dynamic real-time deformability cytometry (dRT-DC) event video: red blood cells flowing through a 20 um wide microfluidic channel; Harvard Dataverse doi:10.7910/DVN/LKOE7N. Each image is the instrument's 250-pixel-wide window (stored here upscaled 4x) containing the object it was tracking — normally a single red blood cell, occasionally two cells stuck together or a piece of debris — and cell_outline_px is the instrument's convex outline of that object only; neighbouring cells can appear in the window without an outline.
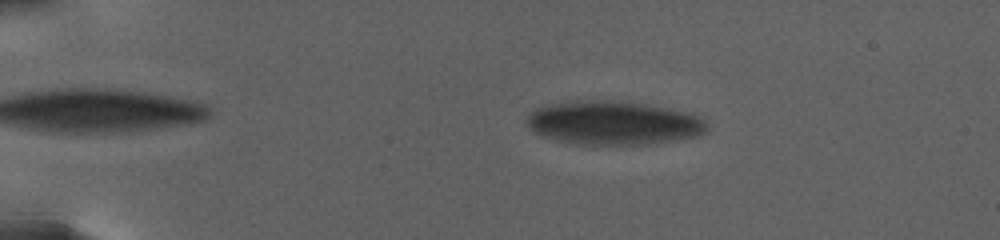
{"species": "human", "species_latin": "Homo sapiens", "temperature_condition": "warm", "stored_images_in_passage": 114, "camera_frame_rate_fps": 3000, "um_per_image_px": 0.085, "donor": {"sex": "female"}, "frame": {"image": 1, "passage_image": 22, "time_ms": 5.333, "image_size_px": [1000, 240], "cell_outline_px": [[708, 128], [704, 132], [692, 136], [644, 144], [572, 144], [556, 140], [544, 136], [528, 128], [528, 116], [536, 108], [552, 104], [576, 100], [620, 100], [644, 104], [684, 112], [696, 116], [704, 120]], "centroid_in_image_um": [52.07, 10.43], "position_along_channel_um": 32.9, "area_um2": 45.08}}
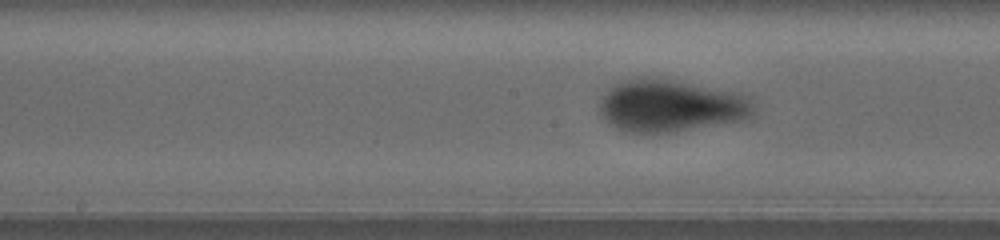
{"frame": {"image": 2, "passage_image": 60, "time_ms": 14.667, "image_size_px": [1000, 240], "cell_outline_px": [[752, 112], [748, 116], [740, 120], [668, 132], [624, 132], [616, 128], [600, 112], [600, 100], [620, 80], [640, 76], [648, 76], [748, 96]], "centroid_in_image_um": [56.89, 8.99], "position_along_channel_um": 191.3, "area_um2": 45.2}}
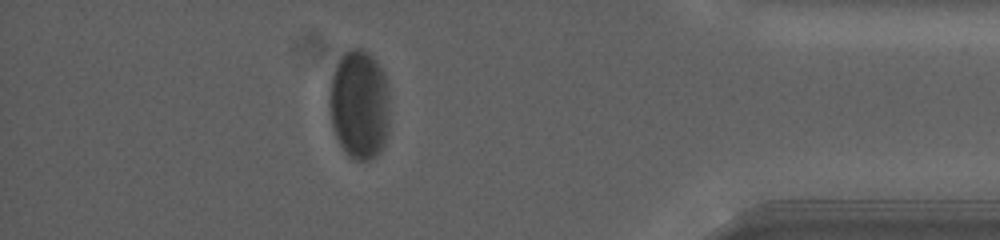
{"frame": {"image": 3, "passage_image": 101, "time_ms": 24.333, "image_size_px": [1000, 240], "cell_outline_px": [[388, 136], [380, 152], [376, 156], [368, 160], [356, 160], [348, 156], [340, 144], [336, 136], [332, 124], [328, 100], [332, 76], [344, 52], [352, 48], [360, 48], [368, 52], [376, 60], [384, 72], [388, 84]], "centroid_in_image_um": [30.56, 8.9], "position_along_channel_um": 404.6, "area_um2": 38.67}, "authors_computed_cell_mechanics": {"area_um2": 44.4771, "velocity_mm_per_s": 2.53, "shape_relaxation_time_tau1_ms": 7.3245, "shape_relaxation_time_tau2_ms": null, "deformation_change_tau1": 0.1512, "deformation_change_tau2": null}}